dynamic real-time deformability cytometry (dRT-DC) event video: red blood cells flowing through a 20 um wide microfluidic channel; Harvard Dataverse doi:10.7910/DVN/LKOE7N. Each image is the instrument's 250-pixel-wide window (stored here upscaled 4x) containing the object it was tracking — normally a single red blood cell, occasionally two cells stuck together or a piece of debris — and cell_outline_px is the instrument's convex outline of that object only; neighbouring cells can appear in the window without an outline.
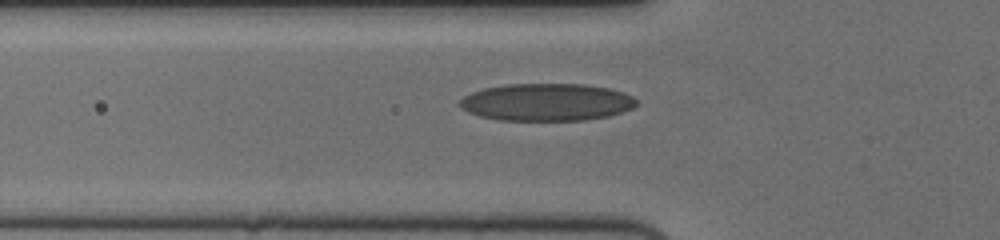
{"species": "human", "species_latin": "Homo sapiens", "temperature_condition": "cold", "stored_images_in_passage": 40, "camera_frame_rate_fps": 3000, "um_per_image_px": 0.085, "donor": {"sex": "female"}, "frame": {"image": 1, "passage_image": 4, "time_ms": 1.0, "image_size_px": [1000, 240], "cell_outline_px": [[640, 100], [632, 108], [608, 116], [584, 120], [500, 120], [480, 116], [468, 112], [460, 104], [460, 100], [464, 96], [472, 92], [484, 88], [504, 84], [584, 84], [608, 88], [624, 92]], "centroid_in_image_um": [46.49, 8.68], "position_along_channel_um": 79.3, "area_um2": 38.44}}
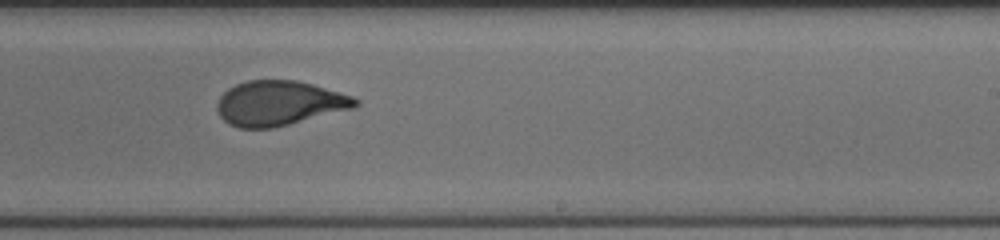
{"frame": {"image": 2, "passage_image": 19, "time_ms": 6.0, "image_size_px": [1000, 240], "cell_outline_px": [[360, 104], [356, 108], [272, 128], [240, 128], [228, 124], [220, 116], [216, 108], [216, 104], [220, 96], [228, 88], [236, 84], [248, 80], [296, 80], [312, 84], [352, 96], [360, 100]], "centroid_in_image_um": [23.74, 8.77], "position_along_channel_um": 265.3, "area_um2": 36.18}}
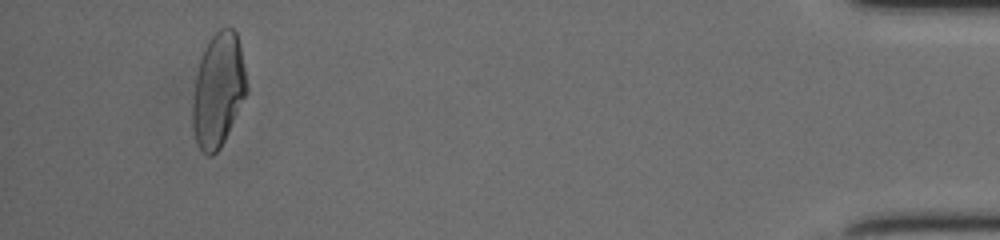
{"frame": {"image": 3, "passage_image": 37, "time_ms": 12.0, "image_size_px": [1000, 240], "cell_outline_px": [[248, 88], [228, 132], [220, 148], [212, 156], [208, 156], [196, 144], [192, 128], [192, 96], [196, 76], [200, 60], [204, 48], [208, 40], [220, 28], [232, 28], [236, 32], [240, 44]], "centroid_in_image_um": [18.52, 7.65], "position_along_channel_um": 416.7, "area_um2": 35.78}, "authors_computed_cell_mechanics": {"area_um2": 36.7897, "velocity_mm_per_s": 3.7229, "shape_relaxation_time_tau1_ms": 5.0906, "shape_relaxation_time_tau2_ms": 1.2282, "deformation_change_tau1": 0.1876, "deformation_change_tau2": 0.0813}}